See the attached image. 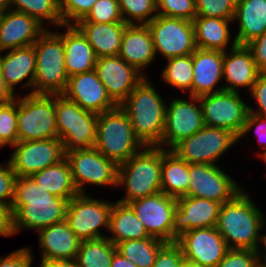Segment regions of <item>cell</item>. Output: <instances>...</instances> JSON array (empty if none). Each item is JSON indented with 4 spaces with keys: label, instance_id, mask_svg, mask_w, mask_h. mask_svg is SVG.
<instances>
[{
    "label": "cell",
    "instance_id": "7bdbcfd3",
    "mask_svg": "<svg viewBox=\"0 0 266 267\" xmlns=\"http://www.w3.org/2000/svg\"><path fill=\"white\" fill-rule=\"evenodd\" d=\"M157 15L193 21L196 17L195 0H156Z\"/></svg>",
    "mask_w": 266,
    "mask_h": 267
},
{
    "label": "cell",
    "instance_id": "8d00e7d4",
    "mask_svg": "<svg viewBox=\"0 0 266 267\" xmlns=\"http://www.w3.org/2000/svg\"><path fill=\"white\" fill-rule=\"evenodd\" d=\"M9 9L26 13L42 25L46 20L59 27L64 26L58 8V0H10Z\"/></svg>",
    "mask_w": 266,
    "mask_h": 267
},
{
    "label": "cell",
    "instance_id": "6da1fadb",
    "mask_svg": "<svg viewBox=\"0 0 266 267\" xmlns=\"http://www.w3.org/2000/svg\"><path fill=\"white\" fill-rule=\"evenodd\" d=\"M68 203L39 187L31 176L16 177L11 205L14 234L23 227L40 230L66 220Z\"/></svg>",
    "mask_w": 266,
    "mask_h": 267
},
{
    "label": "cell",
    "instance_id": "60d3db41",
    "mask_svg": "<svg viewBox=\"0 0 266 267\" xmlns=\"http://www.w3.org/2000/svg\"><path fill=\"white\" fill-rule=\"evenodd\" d=\"M78 22H124L118 0H97L88 14Z\"/></svg>",
    "mask_w": 266,
    "mask_h": 267
},
{
    "label": "cell",
    "instance_id": "681fc988",
    "mask_svg": "<svg viewBox=\"0 0 266 267\" xmlns=\"http://www.w3.org/2000/svg\"><path fill=\"white\" fill-rule=\"evenodd\" d=\"M255 126L257 137L259 136L260 139L259 141L261 142L263 140L266 143V117H261L253 113H248L246 122L241 134L238 137V140L245 136L247 133H250L249 131L252 130V128H254ZM263 148L266 149V146H264ZM260 157L264 160L266 158V151L262 152L260 154Z\"/></svg>",
    "mask_w": 266,
    "mask_h": 267
},
{
    "label": "cell",
    "instance_id": "b9f144b4",
    "mask_svg": "<svg viewBox=\"0 0 266 267\" xmlns=\"http://www.w3.org/2000/svg\"><path fill=\"white\" fill-rule=\"evenodd\" d=\"M196 16L233 20L237 0H195Z\"/></svg>",
    "mask_w": 266,
    "mask_h": 267
},
{
    "label": "cell",
    "instance_id": "9c48e42d",
    "mask_svg": "<svg viewBox=\"0 0 266 267\" xmlns=\"http://www.w3.org/2000/svg\"><path fill=\"white\" fill-rule=\"evenodd\" d=\"M238 138L230 131L204 126L190 137L175 144L172 151L188 164H214Z\"/></svg>",
    "mask_w": 266,
    "mask_h": 267
},
{
    "label": "cell",
    "instance_id": "7402d4cb",
    "mask_svg": "<svg viewBox=\"0 0 266 267\" xmlns=\"http://www.w3.org/2000/svg\"><path fill=\"white\" fill-rule=\"evenodd\" d=\"M45 30L30 15L7 9L0 14V52L32 46Z\"/></svg>",
    "mask_w": 266,
    "mask_h": 267
},
{
    "label": "cell",
    "instance_id": "f35d334b",
    "mask_svg": "<svg viewBox=\"0 0 266 267\" xmlns=\"http://www.w3.org/2000/svg\"><path fill=\"white\" fill-rule=\"evenodd\" d=\"M118 1L123 20L127 24H136L139 22L140 25H146L157 16L156 0Z\"/></svg>",
    "mask_w": 266,
    "mask_h": 267
},
{
    "label": "cell",
    "instance_id": "d4e9b609",
    "mask_svg": "<svg viewBox=\"0 0 266 267\" xmlns=\"http://www.w3.org/2000/svg\"><path fill=\"white\" fill-rule=\"evenodd\" d=\"M42 260H75L81 240L66 220L38 230Z\"/></svg>",
    "mask_w": 266,
    "mask_h": 267
},
{
    "label": "cell",
    "instance_id": "7c38bea8",
    "mask_svg": "<svg viewBox=\"0 0 266 267\" xmlns=\"http://www.w3.org/2000/svg\"><path fill=\"white\" fill-rule=\"evenodd\" d=\"M113 203L77 194L69 200L66 221L75 235L81 240L104 238L100 229L109 230L110 215Z\"/></svg>",
    "mask_w": 266,
    "mask_h": 267
},
{
    "label": "cell",
    "instance_id": "603a6c76",
    "mask_svg": "<svg viewBox=\"0 0 266 267\" xmlns=\"http://www.w3.org/2000/svg\"><path fill=\"white\" fill-rule=\"evenodd\" d=\"M228 52H224L223 78L228 84L222 86L226 91L238 92V87H248L251 91L261 73L246 45H237L232 41Z\"/></svg>",
    "mask_w": 266,
    "mask_h": 267
},
{
    "label": "cell",
    "instance_id": "680465c9",
    "mask_svg": "<svg viewBox=\"0 0 266 267\" xmlns=\"http://www.w3.org/2000/svg\"><path fill=\"white\" fill-rule=\"evenodd\" d=\"M10 0H0V12H4L9 9Z\"/></svg>",
    "mask_w": 266,
    "mask_h": 267
},
{
    "label": "cell",
    "instance_id": "94428289",
    "mask_svg": "<svg viewBox=\"0 0 266 267\" xmlns=\"http://www.w3.org/2000/svg\"><path fill=\"white\" fill-rule=\"evenodd\" d=\"M258 267H266V265L263 262H261L258 264Z\"/></svg>",
    "mask_w": 266,
    "mask_h": 267
},
{
    "label": "cell",
    "instance_id": "ffe728a7",
    "mask_svg": "<svg viewBox=\"0 0 266 267\" xmlns=\"http://www.w3.org/2000/svg\"><path fill=\"white\" fill-rule=\"evenodd\" d=\"M63 95L82 109L98 115L118 106L108 95L95 69L69 77Z\"/></svg>",
    "mask_w": 266,
    "mask_h": 267
},
{
    "label": "cell",
    "instance_id": "ab89813d",
    "mask_svg": "<svg viewBox=\"0 0 266 267\" xmlns=\"http://www.w3.org/2000/svg\"><path fill=\"white\" fill-rule=\"evenodd\" d=\"M18 142L17 98L0 104V148L13 146Z\"/></svg>",
    "mask_w": 266,
    "mask_h": 267
},
{
    "label": "cell",
    "instance_id": "836d02e7",
    "mask_svg": "<svg viewBox=\"0 0 266 267\" xmlns=\"http://www.w3.org/2000/svg\"><path fill=\"white\" fill-rule=\"evenodd\" d=\"M232 21L214 17L196 16L193 19V25L197 48L225 52L231 39L228 24Z\"/></svg>",
    "mask_w": 266,
    "mask_h": 267
},
{
    "label": "cell",
    "instance_id": "ba28073f",
    "mask_svg": "<svg viewBox=\"0 0 266 267\" xmlns=\"http://www.w3.org/2000/svg\"><path fill=\"white\" fill-rule=\"evenodd\" d=\"M17 100L18 142L58 138L55 95L29 93Z\"/></svg>",
    "mask_w": 266,
    "mask_h": 267
},
{
    "label": "cell",
    "instance_id": "4316f807",
    "mask_svg": "<svg viewBox=\"0 0 266 267\" xmlns=\"http://www.w3.org/2000/svg\"><path fill=\"white\" fill-rule=\"evenodd\" d=\"M67 31L59 34L64 43L65 69L68 77L95 69L97 57L86 37L75 25H64Z\"/></svg>",
    "mask_w": 266,
    "mask_h": 267
},
{
    "label": "cell",
    "instance_id": "277c9868",
    "mask_svg": "<svg viewBox=\"0 0 266 267\" xmlns=\"http://www.w3.org/2000/svg\"><path fill=\"white\" fill-rule=\"evenodd\" d=\"M162 147L145 146L137 154L118 165L117 186H124L125 197L118 202H129L162 192Z\"/></svg>",
    "mask_w": 266,
    "mask_h": 267
},
{
    "label": "cell",
    "instance_id": "44dd1931",
    "mask_svg": "<svg viewBox=\"0 0 266 267\" xmlns=\"http://www.w3.org/2000/svg\"><path fill=\"white\" fill-rule=\"evenodd\" d=\"M221 203L201 197L177 199L173 219V242L192 229L216 227Z\"/></svg>",
    "mask_w": 266,
    "mask_h": 267
},
{
    "label": "cell",
    "instance_id": "816d5d0a",
    "mask_svg": "<svg viewBox=\"0 0 266 267\" xmlns=\"http://www.w3.org/2000/svg\"><path fill=\"white\" fill-rule=\"evenodd\" d=\"M31 249L22 248L16 250L4 258H0V267H31L33 257Z\"/></svg>",
    "mask_w": 266,
    "mask_h": 267
},
{
    "label": "cell",
    "instance_id": "4dcf8cb0",
    "mask_svg": "<svg viewBox=\"0 0 266 267\" xmlns=\"http://www.w3.org/2000/svg\"><path fill=\"white\" fill-rule=\"evenodd\" d=\"M108 231L112 236L107 238L114 245L127 240L152 237L133 209L128 204L118 201L113 202Z\"/></svg>",
    "mask_w": 266,
    "mask_h": 267
},
{
    "label": "cell",
    "instance_id": "db71d44e",
    "mask_svg": "<svg viewBox=\"0 0 266 267\" xmlns=\"http://www.w3.org/2000/svg\"><path fill=\"white\" fill-rule=\"evenodd\" d=\"M15 93H13L6 85L1 72H0V104L10 102L15 99Z\"/></svg>",
    "mask_w": 266,
    "mask_h": 267
},
{
    "label": "cell",
    "instance_id": "74e56055",
    "mask_svg": "<svg viewBox=\"0 0 266 267\" xmlns=\"http://www.w3.org/2000/svg\"><path fill=\"white\" fill-rule=\"evenodd\" d=\"M167 62L161 75L164 82L185 92L189 89L192 96L193 54L172 57Z\"/></svg>",
    "mask_w": 266,
    "mask_h": 267
},
{
    "label": "cell",
    "instance_id": "f546056e",
    "mask_svg": "<svg viewBox=\"0 0 266 267\" xmlns=\"http://www.w3.org/2000/svg\"><path fill=\"white\" fill-rule=\"evenodd\" d=\"M239 22L234 38L237 45H246L266 31V0H237L233 21Z\"/></svg>",
    "mask_w": 266,
    "mask_h": 267
},
{
    "label": "cell",
    "instance_id": "f1b7e54d",
    "mask_svg": "<svg viewBox=\"0 0 266 267\" xmlns=\"http://www.w3.org/2000/svg\"><path fill=\"white\" fill-rule=\"evenodd\" d=\"M9 51L4 56L0 52V72L6 85L14 93L15 85L29 76L23 87L32 89L36 70V54L33 45Z\"/></svg>",
    "mask_w": 266,
    "mask_h": 267
},
{
    "label": "cell",
    "instance_id": "e575fe53",
    "mask_svg": "<svg viewBox=\"0 0 266 267\" xmlns=\"http://www.w3.org/2000/svg\"><path fill=\"white\" fill-rule=\"evenodd\" d=\"M167 242L156 238L127 240L116 244V251L138 267H153L158 251Z\"/></svg>",
    "mask_w": 266,
    "mask_h": 267
},
{
    "label": "cell",
    "instance_id": "484cf974",
    "mask_svg": "<svg viewBox=\"0 0 266 267\" xmlns=\"http://www.w3.org/2000/svg\"><path fill=\"white\" fill-rule=\"evenodd\" d=\"M118 56L145 76L142 69L152 63L156 56L152 35L147 25L129 24L125 28Z\"/></svg>",
    "mask_w": 266,
    "mask_h": 267
},
{
    "label": "cell",
    "instance_id": "f5cc1de1",
    "mask_svg": "<svg viewBox=\"0 0 266 267\" xmlns=\"http://www.w3.org/2000/svg\"><path fill=\"white\" fill-rule=\"evenodd\" d=\"M0 235L7 237L14 235L11 207L3 203H0Z\"/></svg>",
    "mask_w": 266,
    "mask_h": 267
},
{
    "label": "cell",
    "instance_id": "d6a6232c",
    "mask_svg": "<svg viewBox=\"0 0 266 267\" xmlns=\"http://www.w3.org/2000/svg\"><path fill=\"white\" fill-rule=\"evenodd\" d=\"M31 177L39 187L46 189L57 197L70 200L79 194L74 185L70 165L66 158L38 171Z\"/></svg>",
    "mask_w": 266,
    "mask_h": 267
},
{
    "label": "cell",
    "instance_id": "2e32d148",
    "mask_svg": "<svg viewBox=\"0 0 266 267\" xmlns=\"http://www.w3.org/2000/svg\"><path fill=\"white\" fill-rule=\"evenodd\" d=\"M243 189L214 164H189V188L185 196L201 197L221 204Z\"/></svg>",
    "mask_w": 266,
    "mask_h": 267
},
{
    "label": "cell",
    "instance_id": "5bb4252c",
    "mask_svg": "<svg viewBox=\"0 0 266 267\" xmlns=\"http://www.w3.org/2000/svg\"><path fill=\"white\" fill-rule=\"evenodd\" d=\"M8 160L17 177L32 176L65 158L63 143L59 138L17 142Z\"/></svg>",
    "mask_w": 266,
    "mask_h": 267
},
{
    "label": "cell",
    "instance_id": "9f6ffc18",
    "mask_svg": "<svg viewBox=\"0 0 266 267\" xmlns=\"http://www.w3.org/2000/svg\"><path fill=\"white\" fill-rule=\"evenodd\" d=\"M111 267H138L133 262L115 251L112 257Z\"/></svg>",
    "mask_w": 266,
    "mask_h": 267
},
{
    "label": "cell",
    "instance_id": "8fae6325",
    "mask_svg": "<svg viewBox=\"0 0 266 267\" xmlns=\"http://www.w3.org/2000/svg\"><path fill=\"white\" fill-rule=\"evenodd\" d=\"M199 100L205 126L222 128L239 137L249 113L239 92L223 90L200 96Z\"/></svg>",
    "mask_w": 266,
    "mask_h": 267
},
{
    "label": "cell",
    "instance_id": "3957f363",
    "mask_svg": "<svg viewBox=\"0 0 266 267\" xmlns=\"http://www.w3.org/2000/svg\"><path fill=\"white\" fill-rule=\"evenodd\" d=\"M264 226L261 211L244 190L221 204L216 228L229 249L255 250Z\"/></svg>",
    "mask_w": 266,
    "mask_h": 267
},
{
    "label": "cell",
    "instance_id": "ac0fdd59",
    "mask_svg": "<svg viewBox=\"0 0 266 267\" xmlns=\"http://www.w3.org/2000/svg\"><path fill=\"white\" fill-rule=\"evenodd\" d=\"M176 243L184 258L200 267H216L229 250L216 227L192 229L182 234Z\"/></svg>",
    "mask_w": 266,
    "mask_h": 267
},
{
    "label": "cell",
    "instance_id": "4fadbf2b",
    "mask_svg": "<svg viewBox=\"0 0 266 267\" xmlns=\"http://www.w3.org/2000/svg\"><path fill=\"white\" fill-rule=\"evenodd\" d=\"M65 158L69 162L72 179L79 194H85L86 183L117 186L118 165L94 147L65 153Z\"/></svg>",
    "mask_w": 266,
    "mask_h": 267
},
{
    "label": "cell",
    "instance_id": "11a10c76",
    "mask_svg": "<svg viewBox=\"0 0 266 267\" xmlns=\"http://www.w3.org/2000/svg\"><path fill=\"white\" fill-rule=\"evenodd\" d=\"M40 267H77L75 260H41Z\"/></svg>",
    "mask_w": 266,
    "mask_h": 267
},
{
    "label": "cell",
    "instance_id": "6f0895ef",
    "mask_svg": "<svg viewBox=\"0 0 266 267\" xmlns=\"http://www.w3.org/2000/svg\"><path fill=\"white\" fill-rule=\"evenodd\" d=\"M258 242H260V243H262L263 244V246H261V247H263L264 249L263 250H265V253L263 252V251H260V249H261V247L259 248V246H257L256 247V249H255V253H256V255H257V258H258V261H259V263H261V262H263L261 259L262 258H264V261H266V234H264V235H259V238H258ZM263 254H261V253Z\"/></svg>",
    "mask_w": 266,
    "mask_h": 267
},
{
    "label": "cell",
    "instance_id": "1f68e13d",
    "mask_svg": "<svg viewBox=\"0 0 266 267\" xmlns=\"http://www.w3.org/2000/svg\"><path fill=\"white\" fill-rule=\"evenodd\" d=\"M189 188V164L172 151L162 148L161 190L173 198L187 194Z\"/></svg>",
    "mask_w": 266,
    "mask_h": 267
},
{
    "label": "cell",
    "instance_id": "91938a15",
    "mask_svg": "<svg viewBox=\"0 0 266 267\" xmlns=\"http://www.w3.org/2000/svg\"><path fill=\"white\" fill-rule=\"evenodd\" d=\"M181 267H200V266L197 263H194V262H191V261L184 259Z\"/></svg>",
    "mask_w": 266,
    "mask_h": 267
},
{
    "label": "cell",
    "instance_id": "83f0119b",
    "mask_svg": "<svg viewBox=\"0 0 266 267\" xmlns=\"http://www.w3.org/2000/svg\"><path fill=\"white\" fill-rule=\"evenodd\" d=\"M128 25L125 22L75 24L94 49L97 58L119 55L122 36Z\"/></svg>",
    "mask_w": 266,
    "mask_h": 267
},
{
    "label": "cell",
    "instance_id": "5b68a950",
    "mask_svg": "<svg viewBox=\"0 0 266 267\" xmlns=\"http://www.w3.org/2000/svg\"><path fill=\"white\" fill-rule=\"evenodd\" d=\"M47 30L33 44L36 70L30 93L63 95L69 78L64 63V43L59 33Z\"/></svg>",
    "mask_w": 266,
    "mask_h": 267
},
{
    "label": "cell",
    "instance_id": "52a82bcc",
    "mask_svg": "<svg viewBox=\"0 0 266 267\" xmlns=\"http://www.w3.org/2000/svg\"><path fill=\"white\" fill-rule=\"evenodd\" d=\"M55 112L64 153L94 147L98 114L82 109L64 95H55Z\"/></svg>",
    "mask_w": 266,
    "mask_h": 267
},
{
    "label": "cell",
    "instance_id": "9a60e30c",
    "mask_svg": "<svg viewBox=\"0 0 266 267\" xmlns=\"http://www.w3.org/2000/svg\"><path fill=\"white\" fill-rule=\"evenodd\" d=\"M137 218L152 236L165 242H173V219L177 199L164 192L139 198L128 203Z\"/></svg>",
    "mask_w": 266,
    "mask_h": 267
},
{
    "label": "cell",
    "instance_id": "e0dca14e",
    "mask_svg": "<svg viewBox=\"0 0 266 267\" xmlns=\"http://www.w3.org/2000/svg\"><path fill=\"white\" fill-rule=\"evenodd\" d=\"M193 103L183 98L173 99L166 106L165 127L162 135V148L166 146L170 150L175 144L184 138L190 137L201 130L205 125L203 111L199 97L190 96ZM199 104L196 106V104Z\"/></svg>",
    "mask_w": 266,
    "mask_h": 267
},
{
    "label": "cell",
    "instance_id": "d6986e66",
    "mask_svg": "<svg viewBox=\"0 0 266 267\" xmlns=\"http://www.w3.org/2000/svg\"><path fill=\"white\" fill-rule=\"evenodd\" d=\"M95 71L108 95L117 105L146 77L118 55L97 58Z\"/></svg>",
    "mask_w": 266,
    "mask_h": 267
},
{
    "label": "cell",
    "instance_id": "d590c367",
    "mask_svg": "<svg viewBox=\"0 0 266 267\" xmlns=\"http://www.w3.org/2000/svg\"><path fill=\"white\" fill-rule=\"evenodd\" d=\"M116 251L107 237L95 240H83L75 261L77 267H111L112 257Z\"/></svg>",
    "mask_w": 266,
    "mask_h": 267
},
{
    "label": "cell",
    "instance_id": "7dc6e473",
    "mask_svg": "<svg viewBox=\"0 0 266 267\" xmlns=\"http://www.w3.org/2000/svg\"><path fill=\"white\" fill-rule=\"evenodd\" d=\"M16 173L12 170L9 161L7 165L0 164V203L11 207L14 197V183Z\"/></svg>",
    "mask_w": 266,
    "mask_h": 267
},
{
    "label": "cell",
    "instance_id": "c3c4849f",
    "mask_svg": "<svg viewBox=\"0 0 266 267\" xmlns=\"http://www.w3.org/2000/svg\"><path fill=\"white\" fill-rule=\"evenodd\" d=\"M256 100L259 111L249 107V113L266 117V72H261L250 91Z\"/></svg>",
    "mask_w": 266,
    "mask_h": 267
},
{
    "label": "cell",
    "instance_id": "f907efd6",
    "mask_svg": "<svg viewBox=\"0 0 266 267\" xmlns=\"http://www.w3.org/2000/svg\"><path fill=\"white\" fill-rule=\"evenodd\" d=\"M260 72H266V31L246 44Z\"/></svg>",
    "mask_w": 266,
    "mask_h": 267
},
{
    "label": "cell",
    "instance_id": "cb8c5ba5",
    "mask_svg": "<svg viewBox=\"0 0 266 267\" xmlns=\"http://www.w3.org/2000/svg\"><path fill=\"white\" fill-rule=\"evenodd\" d=\"M224 52L197 48L193 53L192 96L200 97L223 91L221 87L214 90L223 78Z\"/></svg>",
    "mask_w": 266,
    "mask_h": 267
},
{
    "label": "cell",
    "instance_id": "7a4b0ae2",
    "mask_svg": "<svg viewBox=\"0 0 266 267\" xmlns=\"http://www.w3.org/2000/svg\"><path fill=\"white\" fill-rule=\"evenodd\" d=\"M119 106L144 146L162 147L166 105L146 77Z\"/></svg>",
    "mask_w": 266,
    "mask_h": 267
},
{
    "label": "cell",
    "instance_id": "f6af8a7d",
    "mask_svg": "<svg viewBox=\"0 0 266 267\" xmlns=\"http://www.w3.org/2000/svg\"><path fill=\"white\" fill-rule=\"evenodd\" d=\"M255 250L229 249L216 267H258Z\"/></svg>",
    "mask_w": 266,
    "mask_h": 267
},
{
    "label": "cell",
    "instance_id": "ee69618b",
    "mask_svg": "<svg viewBox=\"0 0 266 267\" xmlns=\"http://www.w3.org/2000/svg\"><path fill=\"white\" fill-rule=\"evenodd\" d=\"M97 0H58V8L64 25H75L83 19ZM71 19L74 22H71Z\"/></svg>",
    "mask_w": 266,
    "mask_h": 267
},
{
    "label": "cell",
    "instance_id": "bcb514c9",
    "mask_svg": "<svg viewBox=\"0 0 266 267\" xmlns=\"http://www.w3.org/2000/svg\"><path fill=\"white\" fill-rule=\"evenodd\" d=\"M184 256L176 242H167L159 251L153 267H181Z\"/></svg>",
    "mask_w": 266,
    "mask_h": 267
},
{
    "label": "cell",
    "instance_id": "8992f818",
    "mask_svg": "<svg viewBox=\"0 0 266 267\" xmlns=\"http://www.w3.org/2000/svg\"><path fill=\"white\" fill-rule=\"evenodd\" d=\"M144 147L136 137L129 117L119 105L98 115L94 148L107 159L120 165Z\"/></svg>",
    "mask_w": 266,
    "mask_h": 267
},
{
    "label": "cell",
    "instance_id": "30bf717a",
    "mask_svg": "<svg viewBox=\"0 0 266 267\" xmlns=\"http://www.w3.org/2000/svg\"><path fill=\"white\" fill-rule=\"evenodd\" d=\"M151 32L156 55L164 58L193 54L197 49L193 21L157 15L146 24Z\"/></svg>",
    "mask_w": 266,
    "mask_h": 267
}]
</instances>
